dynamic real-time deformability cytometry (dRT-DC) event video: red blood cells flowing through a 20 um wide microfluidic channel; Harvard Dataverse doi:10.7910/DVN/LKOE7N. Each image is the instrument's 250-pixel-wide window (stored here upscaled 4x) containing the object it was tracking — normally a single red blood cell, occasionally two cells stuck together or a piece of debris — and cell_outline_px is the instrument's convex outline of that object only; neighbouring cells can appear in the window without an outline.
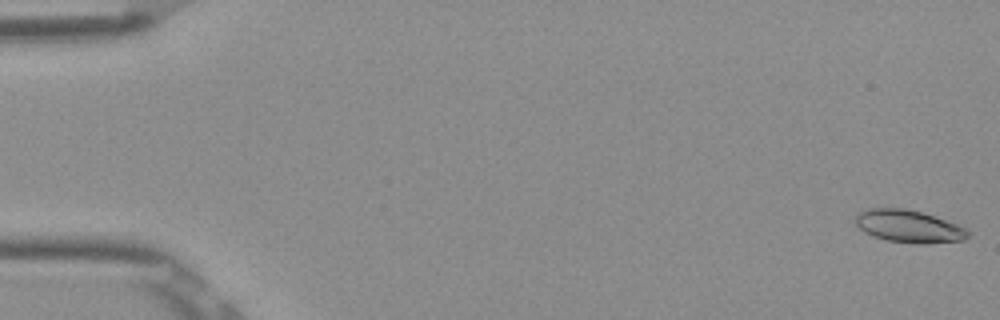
{"species": "Egyptian fruit bat (a non-hibernating species)", "species_latin": "Rousettus aegyptiacus", "temperature_condition": "room temperature", "stored_images_in_passage": 53, "camera_frame_rate_fps": 3000, "um_per_image_px": 0.085, "frame": {"image": 1, "passage_image": 1, "time_ms": 0.0, "image_size_px": [1000, 320], "cell_outline_px": [[968, 236], [964, 240], [928, 244], [920, 244], [888, 240], [872, 236], [864, 232], [856, 224], [856, 212], [868, 208], [904, 208], [920, 212], [956, 224], [964, 228], [968, 232]], "centroid_in_image_um": [77.2, 19.24], "position_along_channel_um": 7.8, "area_um2": 21.1}}
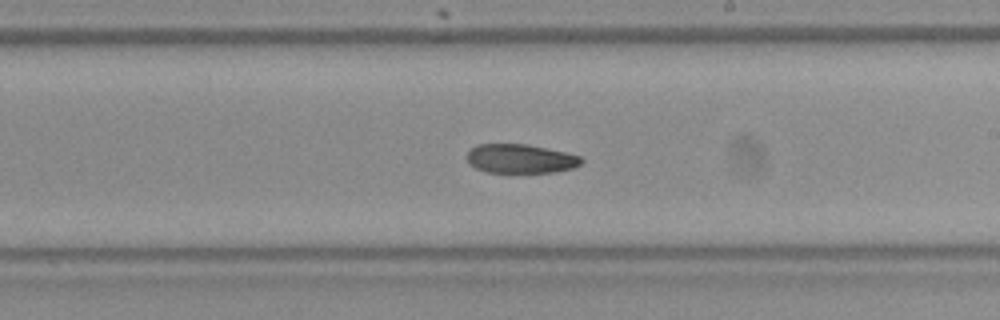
{"frame": {"image": 2, "passage_image": 31, "time_ms": 10.0, "image_size_px": [1000, 320], "cell_outline_px": [[584, 160], [580, 164], [572, 168], [556, 172], [484, 172], [468, 164], [468, 152], [476, 144], [528, 144], [564, 152], [580, 156]], "centroid_in_image_um": [44.23, 13.49], "position_along_channel_um": 244.8, "area_um2": 19.31}}
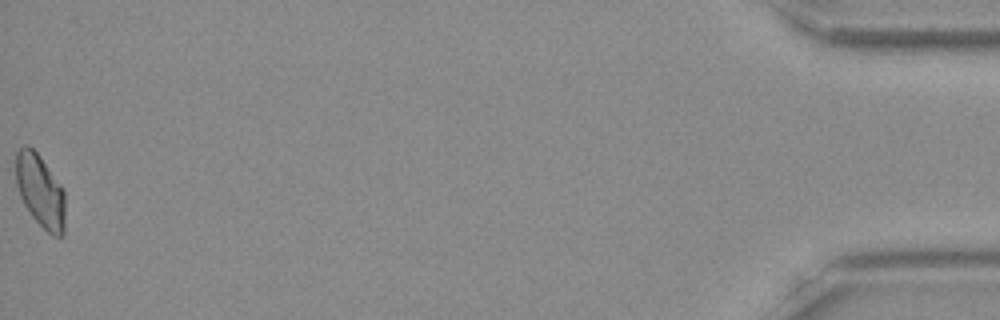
{"frame": {"image": 3, "passage_image": 53, "time_ms": 17.333, "image_size_px": [1000, 320], "cell_outline_px": [[64, 232], [60, 236], [52, 236], [32, 216], [24, 204], [20, 196], [16, 184], [16, 152], [24, 144], [28, 144], [40, 156], [64, 188]], "centroid_in_image_um": [3.42, 16.2], "position_along_channel_um": 431.8, "area_um2": 20.92}}